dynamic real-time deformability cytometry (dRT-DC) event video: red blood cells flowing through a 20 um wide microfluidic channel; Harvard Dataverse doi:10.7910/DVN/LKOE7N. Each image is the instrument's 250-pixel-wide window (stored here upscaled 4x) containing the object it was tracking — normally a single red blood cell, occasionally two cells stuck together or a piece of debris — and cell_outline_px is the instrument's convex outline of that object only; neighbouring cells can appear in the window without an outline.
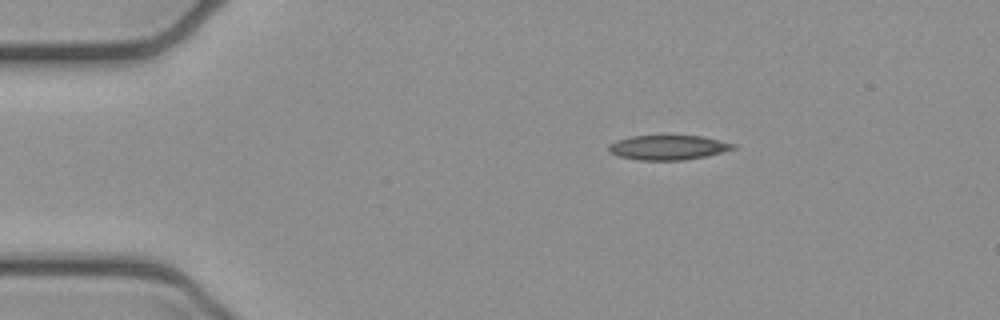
{"species": "common noctule bat (a hibernating species)", "species_latin": "Nyctalus noctula", "temperature_condition": "cold", "stored_images_in_passage": 5, "camera_frame_rate_fps": 3000, "um_per_image_px": 0.085, "animal": {"sex": "female", "body_mass_g": 21.9}, "frame": {"image": 1, "passage_image": 1, "time_ms": 0.0, "image_size_px": [1000, 320], "cell_outline_px": [[736, 148], [704, 156], [684, 160], [640, 160], [620, 156], [608, 152], [608, 144], [616, 140], [632, 136], [704, 136], [736, 144]], "centroid_in_image_um": [56.77, 12.53], "position_along_channel_um": 28.2, "area_um2": 17.74}}
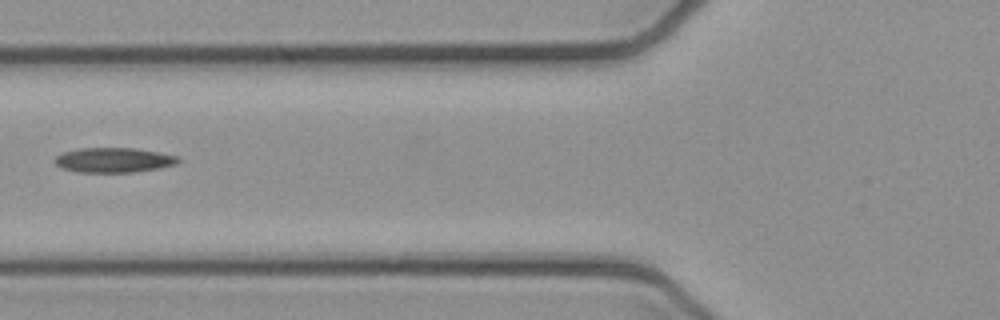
{"frame": {"image": 2, "passage_image": 4, "time_ms": 1.0, "image_size_px": [1000, 320], "cell_outline_px": [[180, 160], [176, 164], [160, 168], [136, 172], [80, 172], [60, 168], [56, 164], [56, 156], [64, 152], [80, 148], [136, 148], [180, 156]], "centroid_in_image_um": [9.71, 13.6], "position_along_channel_um": 116.1, "area_um2": 17.86}}
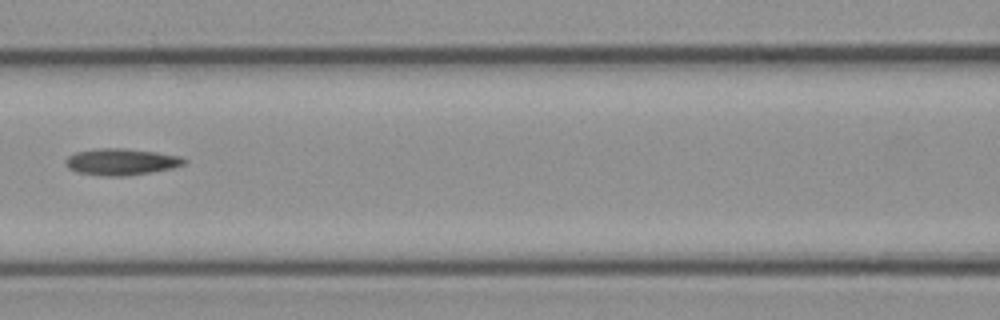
{"frame": {"image": 3, "passage_image": 5, "time_ms": 1.333, "image_size_px": [1000, 320], "cell_outline_px": [[188, 160], [184, 164], [172, 168], [152, 172], [128, 176], [100, 176], [76, 172], [68, 168], [64, 164], [64, 160], [68, 156], [76, 152], [96, 148], [124, 148], [156, 152], [180, 156]], "centroid_in_image_um": [10.27, 13.76], "position_along_channel_um": 156.3, "area_um2": 18.61}}